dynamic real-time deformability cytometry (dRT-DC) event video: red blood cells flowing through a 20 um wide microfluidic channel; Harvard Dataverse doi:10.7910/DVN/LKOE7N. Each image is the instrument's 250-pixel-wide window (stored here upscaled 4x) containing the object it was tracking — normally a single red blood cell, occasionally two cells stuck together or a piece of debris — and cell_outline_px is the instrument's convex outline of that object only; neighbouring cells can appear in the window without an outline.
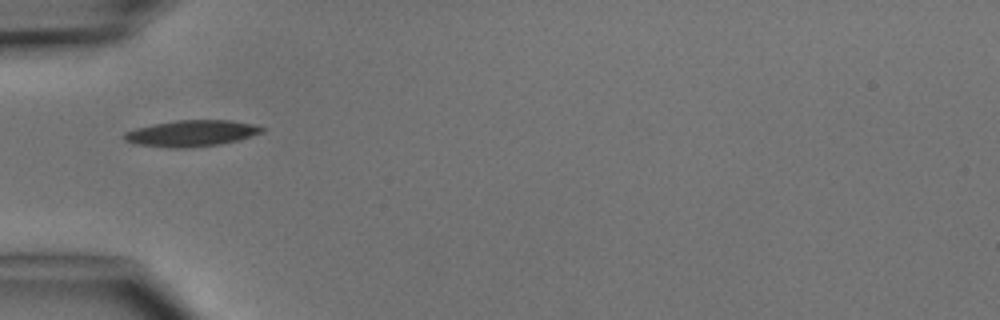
{"species": "common noctule bat (a hibernating species)", "species_latin": "Nyctalus noctula", "temperature_condition": "cold", "stored_images_in_passage": 6, "camera_frame_rate_fps": 3000, "um_per_image_px": 0.085, "animal": {"sex": "male", "body_mass_g": 15.6}, "frame": {"image": 1, "passage_image": 5, "time_ms": 5.667, "image_size_px": [1000, 320], "cell_outline_px": [[268, 128], [264, 132], [240, 140], [220, 144], [188, 148], [168, 148], [132, 144], [124, 140], [120, 136], [124, 132], [136, 128], [152, 124], [176, 120], [232, 120], [256, 124]], "centroid_in_image_um": [16.28, 11.33], "position_along_channel_um": 68.7, "area_um2": 21.68}}